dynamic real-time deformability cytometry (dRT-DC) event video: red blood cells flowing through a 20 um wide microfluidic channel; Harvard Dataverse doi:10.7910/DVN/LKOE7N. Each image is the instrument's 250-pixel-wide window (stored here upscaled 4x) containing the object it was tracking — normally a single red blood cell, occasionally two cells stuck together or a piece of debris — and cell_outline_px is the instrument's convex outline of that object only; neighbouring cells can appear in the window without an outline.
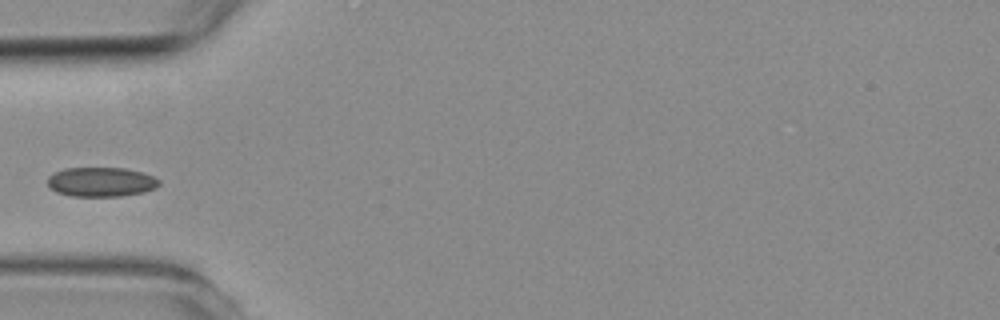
{"species": "common noctule bat (a hibernating species)", "species_latin": "Nyctalus noctula", "temperature_condition": "room temperature", "stored_images_in_passage": 4, "camera_frame_rate_fps": 3000, "um_per_image_px": 0.085, "animal": {"sex": "female", "body_mass_g": 19.3, "forearm_length_mm": 54.1}, "frame": {"image": 1, "passage_image": 3, "time_ms": 3.333, "image_size_px": [1000, 320], "cell_outline_px": [[160, 184], [156, 188], [144, 192], [120, 196], [72, 196], [56, 192], [48, 188], [48, 176], [64, 168], [124, 168], [140, 172], [152, 176], [160, 180]], "centroid_in_image_um": [8.58, 15.47], "position_along_channel_um": 76.4, "area_um2": 19.13}}
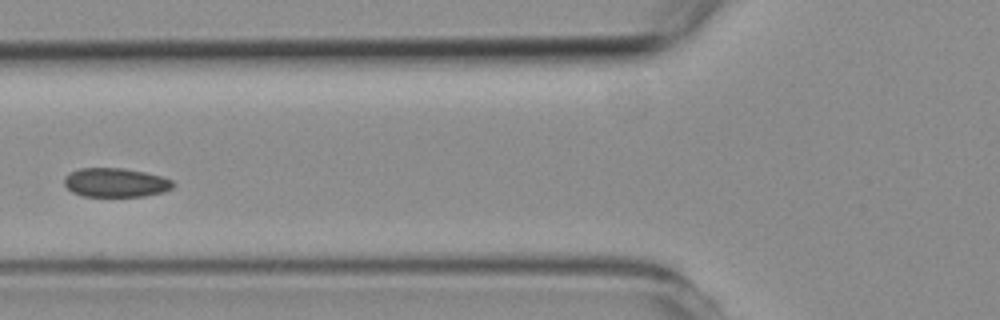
{"frame": {"image": 2, "passage_image": 4, "time_ms": 4.333, "image_size_px": [1000, 320], "cell_outline_px": [[176, 184], [172, 188], [164, 192], [144, 196], [84, 196], [72, 192], [64, 184], [64, 176], [68, 172], [80, 168], [124, 168], [144, 172], [160, 176], [172, 180]], "centroid_in_image_um": [9.82, 15.51], "position_along_channel_um": 116.0, "area_um2": 18.5}}